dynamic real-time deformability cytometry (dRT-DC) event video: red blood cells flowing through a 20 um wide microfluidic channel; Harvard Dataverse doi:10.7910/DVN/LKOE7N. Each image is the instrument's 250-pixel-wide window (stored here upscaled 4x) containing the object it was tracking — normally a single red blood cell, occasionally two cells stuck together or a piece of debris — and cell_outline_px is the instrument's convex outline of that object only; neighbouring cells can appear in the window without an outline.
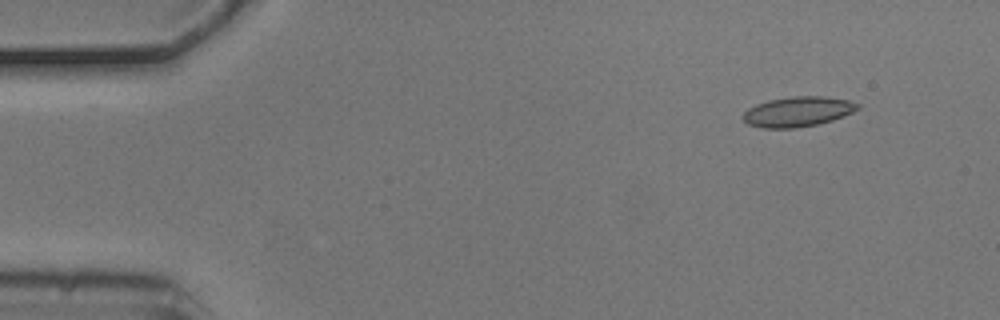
{"species": "common noctule bat (a hibernating species)", "species_latin": "Nyctalus noctula", "temperature_condition": "cold", "stored_images_in_passage": 4, "camera_frame_rate_fps": 3000, "um_per_image_px": 0.085, "animal": {"sex": "male", "body_mass_g": 20.5, "forearm_length_mm": 52.5}, "frame": {"image": 1, "passage_image": 1, "time_ms": 0.0, "image_size_px": [1000, 320], "cell_outline_px": [[860, 108], [844, 116], [832, 120], [816, 124], [796, 128], [760, 128], [748, 124], [744, 120], [744, 112], [748, 108], [756, 104], [768, 100], [792, 96], [820, 96], [848, 100], [860, 104]], "centroid_in_image_um": [67.81, 9.49], "position_along_channel_um": 17.2, "area_um2": 20.0}}
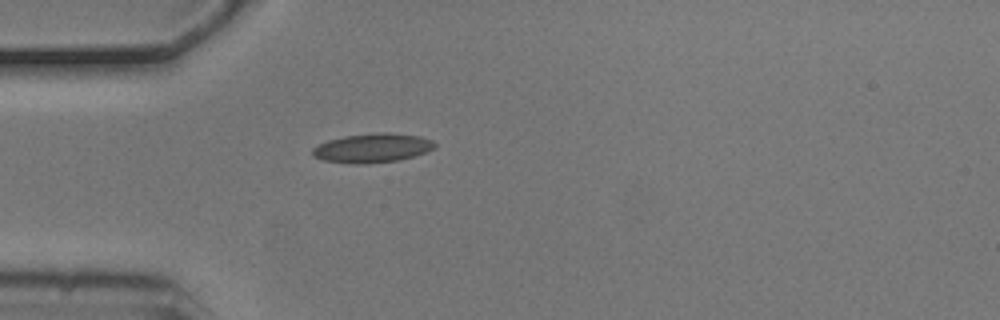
{"frame": {"image": 2, "passage_image": 4, "time_ms": 1.0, "image_size_px": [1000, 320], "cell_outline_px": [[436, 148], [400, 160], [368, 164], [352, 164], [324, 160], [316, 156], [312, 152], [312, 148], [328, 140], [344, 136], [380, 132], [388, 132], [420, 136], [432, 140], [436, 144]], "centroid_in_image_um": [31.68, 12.58], "position_along_channel_um": 53.3, "area_um2": 20.69}}